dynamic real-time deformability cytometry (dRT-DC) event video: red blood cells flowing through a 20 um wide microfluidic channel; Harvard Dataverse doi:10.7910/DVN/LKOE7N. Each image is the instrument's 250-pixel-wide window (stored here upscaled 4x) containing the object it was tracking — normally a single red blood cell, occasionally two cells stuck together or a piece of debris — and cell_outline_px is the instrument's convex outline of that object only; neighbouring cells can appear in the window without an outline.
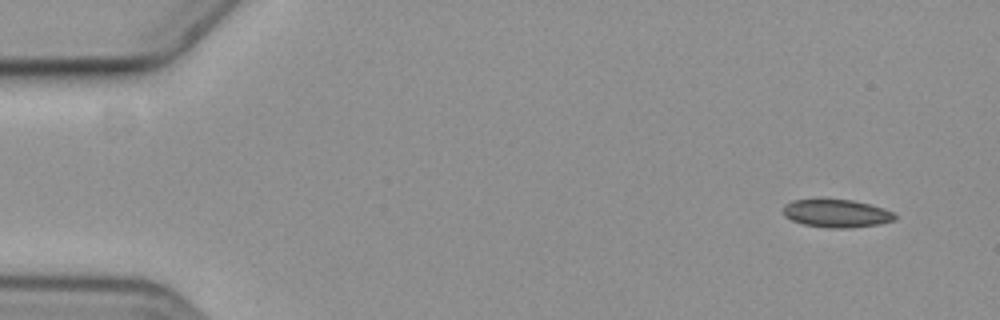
{"species": "common noctule bat (a hibernating species)", "species_latin": "Nyctalus noctula", "temperature_condition": "cold", "stored_images_in_passage": 4, "camera_frame_rate_fps": 3000, "um_per_image_px": 0.085, "animal": {"sex": "female", "body_mass_g": 19.3, "forearm_length_mm": 54.1}, "frame": {"image": 1, "passage_image": 1, "time_ms": 0.0, "image_size_px": [1000, 320], "cell_outline_px": [[896, 220], [880, 224], [848, 228], [828, 228], [804, 224], [792, 220], [784, 216], [784, 204], [792, 200], [852, 200], [884, 208], [892, 212], [896, 216]], "centroid_in_image_um": [71.12, 18.15], "position_along_channel_um": 13.9, "area_um2": 18.03}}
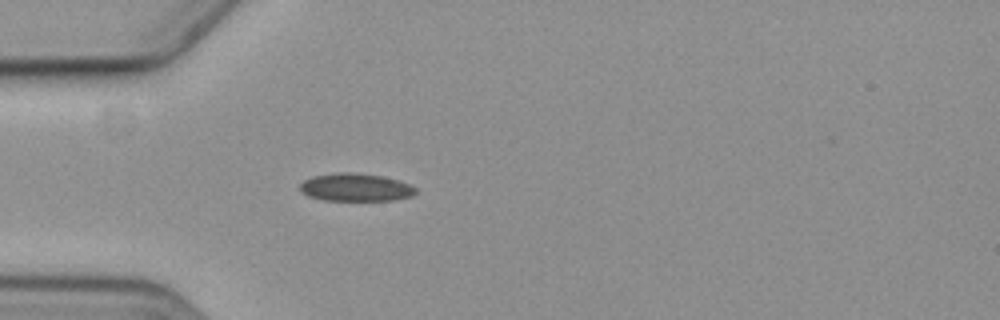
{"frame": {"image": 2, "passage_image": 4, "time_ms": 4.333, "image_size_px": [1000, 320], "cell_outline_px": [[416, 192], [412, 196], [392, 200], [324, 200], [308, 196], [300, 192], [300, 184], [304, 180], [312, 176], [336, 172], [352, 172], [380, 176], [396, 180], [408, 184], [416, 188]], "centroid_in_image_um": [30.17, 15.92], "position_along_channel_um": 54.8, "area_um2": 18.67}}